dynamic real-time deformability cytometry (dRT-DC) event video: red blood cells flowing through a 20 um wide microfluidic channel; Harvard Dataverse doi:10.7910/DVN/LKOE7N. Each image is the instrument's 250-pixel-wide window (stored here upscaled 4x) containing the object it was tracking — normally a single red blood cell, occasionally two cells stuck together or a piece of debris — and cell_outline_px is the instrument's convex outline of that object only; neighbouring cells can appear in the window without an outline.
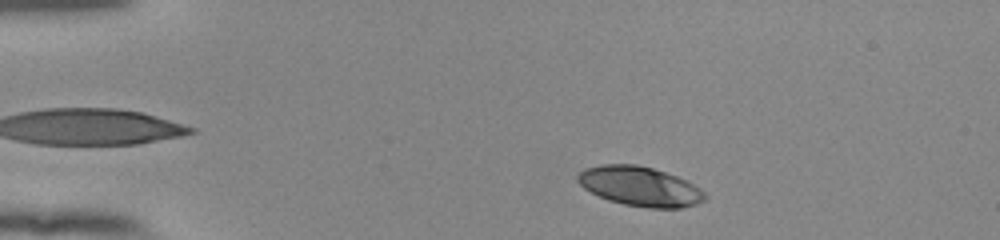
{"species": "human", "species_latin": "Homo sapiens", "temperature_condition": "room temperature", "stored_images_in_passage": 47, "camera_frame_rate_fps": 3000, "um_per_image_px": 0.085, "donor": {"sex": "female"}, "frame": {"image": 1, "passage_image": 3, "time_ms": 0.667, "image_size_px": [1000, 240], "cell_outline_px": [[708, 196], [704, 200], [696, 204], [680, 208], [648, 208], [624, 204], [608, 200], [584, 188], [576, 180], [576, 176], [584, 168], [600, 164], [636, 164], [652, 168], [676, 176], [700, 188]], "centroid_in_image_um": [54.37, 15.84], "position_along_channel_um": 30.6, "area_um2": 29.19}}
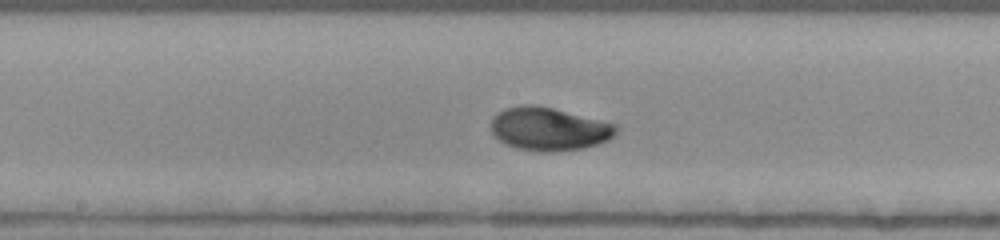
{"frame": {"image": 2, "passage_image": 22, "time_ms": 7.0, "image_size_px": [1000, 240], "cell_outline_px": [[616, 132], [608, 140], [584, 148], [552, 152], [540, 152], [516, 148], [504, 144], [492, 136], [488, 124], [492, 116], [504, 108], [520, 104], [536, 104], [616, 124]], "centroid_in_image_um": [46.55, 10.96], "position_along_channel_um": 201.7, "area_um2": 31.91}}
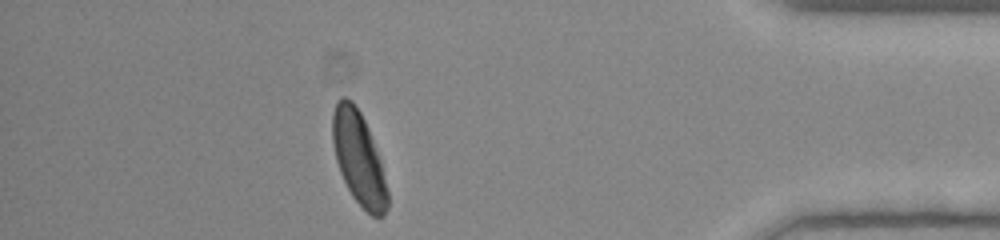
{"frame": {"image": 3, "passage_image": 41, "time_ms": 13.333, "image_size_px": [1000, 240], "cell_outline_px": [[388, 208], [384, 216], [372, 216], [352, 196], [340, 172], [336, 160], [332, 140], [332, 112], [336, 100], [340, 96], [344, 96], [352, 100], [360, 112], [368, 128], [380, 160], [388, 192]], "centroid_in_image_um": [30.47, 13.42], "position_along_channel_um": 404.7, "area_um2": 29.65}, "authors_computed_cell_mechanics": {"area_um2": 29.9404, "velocity_mm_per_s": 3.8074, "shape_relaxation_time_tau1_ms": 2.6291, "shape_relaxation_time_tau2_ms": null, "deformation_change_tau1": 0.1632, "deformation_change_tau2": null}}